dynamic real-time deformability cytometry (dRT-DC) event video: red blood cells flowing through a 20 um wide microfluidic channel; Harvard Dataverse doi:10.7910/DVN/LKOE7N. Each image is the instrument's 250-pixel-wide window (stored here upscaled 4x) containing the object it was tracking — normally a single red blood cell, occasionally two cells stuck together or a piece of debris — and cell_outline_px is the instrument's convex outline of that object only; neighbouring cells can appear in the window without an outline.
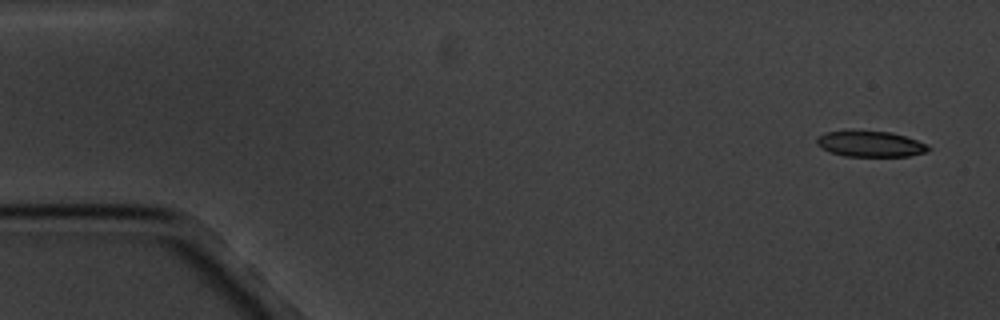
{"species": "common noctule bat (a hibernating species)", "species_latin": "Nyctalus noctula", "temperature_condition": "cold", "stored_images_in_passage": 5, "camera_frame_rate_fps": 3000, "um_per_image_px": 0.085, "animal": {"sex": "male", "body_mass_g": 20.1, "forearm_length_mm": 53.5}, "frame": {"image": 1, "passage_image": 1, "time_ms": 0.0, "image_size_px": [1000, 320], "cell_outline_px": [[932, 148], [924, 152], [908, 156], [844, 156], [832, 152], [816, 144], [816, 136], [824, 132], [848, 128], [852, 128], [892, 132], [916, 140]], "centroid_in_image_um": [73.88, 12.18], "position_along_channel_um": 11.1, "area_um2": 17.28}}
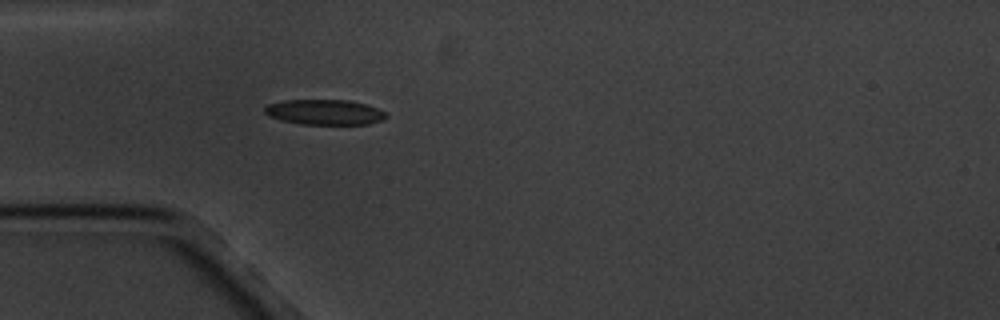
{"frame": {"image": 2, "passage_image": 5, "time_ms": 4.667, "image_size_px": [1000, 320], "cell_outline_px": [[388, 116], [384, 120], [368, 124], [300, 124], [280, 120], [268, 116], [264, 112], [264, 108], [268, 104], [284, 100], [348, 100], [364, 104], [376, 108], [384, 112]], "centroid_in_image_um": [27.57, 9.54], "position_along_channel_um": 57.4, "area_um2": 17.86}}